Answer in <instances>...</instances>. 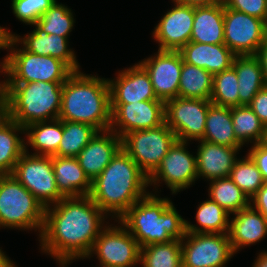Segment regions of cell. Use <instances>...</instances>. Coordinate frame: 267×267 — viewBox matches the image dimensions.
Segmentation results:
<instances>
[{
	"mask_svg": "<svg viewBox=\"0 0 267 267\" xmlns=\"http://www.w3.org/2000/svg\"><path fill=\"white\" fill-rule=\"evenodd\" d=\"M9 59V53L0 62V72L7 77V62ZM7 104V78L0 81V107H6Z\"/></svg>",
	"mask_w": 267,
	"mask_h": 267,
	"instance_id": "cell-44",
	"label": "cell"
},
{
	"mask_svg": "<svg viewBox=\"0 0 267 267\" xmlns=\"http://www.w3.org/2000/svg\"><path fill=\"white\" fill-rule=\"evenodd\" d=\"M164 122V102L161 100L111 103L110 130L120 138L128 132L156 128Z\"/></svg>",
	"mask_w": 267,
	"mask_h": 267,
	"instance_id": "cell-15",
	"label": "cell"
},
{
	"mask_svg": "<svg viewBox=\"0 0 267 267\" xmlns=\"http://www.w3.org/2000/svg\"><path fill=\"white\" fill-rule=\"evenodd\" d=\"M208 195L229 214H235L250 205L248 196L230 177L210 181Z\"/></svg>",
	"mask_w": 267,
	"mask_h": 267,
	"instance_id": "cell-33",
	"label": "cell"
},
{
	"mask_svg": "<svg viewBox=\"0 0 267 267\" xmlns=\"http://www.w3.org/2000/svg\"><path fill=\"white\" fill-rule=\"evenodd\" d=\"M266 145H267V126L265 129V137H264V141H263Z\"/></svg>",
	"mask_w": 267,
	"mask_h": 267,
	"instance_id": "cell-50",
	"label": "cell"
},
{
	"mask_svg": "<svg viewBox=\"0 0 267 267\" xmlns=\"http://www.w3.org/2000/svg\"><path fill=\"white\" fill-rule=\"evenodd\" d=\"M147 187L149 177L121 148L91 182L89 197L108 217L117 220L150 193Z\"/></svg>",
	"mask_w": 267,
	"mask_h": 267,
	"instance_id": "cell-2",
	"label": "cell"
},
{
	"mask_svg": "<svg viewBox=\"0 0 267 267\" xmlns=\"http://www.w3.org/2000/svg\"><path fill=\"white\" fill-rule=\"evenodd\" d=\"M108 79L111 103H135L157 99L147 71L136 63Z\"/></svg>",
	"mask_w": 267,
	"mask_h": 267,
	"instance_id": "cell-18",
	"label": "cell"
},
{
	"mask_svg": "<svg viewBox=\"0 0 267 267\" xmlns=\"http://www.w3.org/2000/svg\"><path fill=\"white\" fill-rule=\"evenodd\" d=\"M74 23L72 10L56 1L35 24L48 34H55L68 39Z\"/></svg>",
	"mask_w": 267,
	"mask_h": 267,
	"instance_id": "cell-36",
	"label": "cell"
},
{
	"mask_svg": "<svg viewBox=\"0 0 267 267\" xmlns=\"http://www.w3.org/2000/svg\"><path fill=\"white\" fill-rule=\"evenodd\" d=\"M6 107H0V115L5 113Z\"/></svg>",
	"mask_w": 267,
	"mask_h": 267,
	"instance_id": "cell-51",
	"label": "cell"
},
{
	"mask_svg": "<svg viewBox=\"0 0 267 267\" xmlns=\"http://www.w3.org/2000/svg\"><path fill=\"white\" fill-rule=\"evenodd\" d=\"M188 144L189 142L176 140L149 177V186L154 185L155 190H158L156 187L163 181L173 195L190 188L198 180L196 156L188 151Z\"/></svg>",
	"mask_w": 267,
	"mask_h": 267,
	"instance_id": "cell-13",
	"label": "cell"
},
{
	"mask_svg": "<svg viewBox=\"0 0 267 267\" xmlns=\"http://www.w3.org/2000/svg\"><path fill=\"white\" fill-rule=\"evenodd\" d=\"M122 148V138L110 129L98 131L76 156L85 175L92 182Z\"/></svg>",
	"mask_w": 267,
	"mask_h": 267,
	"instance_id": "cell-19",
	"label": "cell"
},
{
	"mask_svg": "<svg viewBox=\"0 0 267 267\" xmlns=\"http://www.w3.org/2000/svg\"><path fill=\"white\" fill-rule=\"evenodd\" d=\"M32 32L21 37L14 33V39L26 51L38 55L51 56L63 61L73 72L80 71V65L74 50L69 49V39L55 34H48L36 24Z\"/></svg>",
	"mask_w": 267,
	"mask_h": 267,
	"instance_id": "cell-20",
	"label": "cell"
},
{
	"mask_svg": "<svg viewBox=\"0 0 267 267\" xmlns=\"http://www.w3.org/2000/svg\"><path fill=\"white\" fill-rule=\"evenodd\" d=\"M172 2L187 6L202 7L222 3V0H172Z\"/></svg>",
	"mask_w": 267,
	"mask_h": 267,
	"instance_id": "cell-46",
	"label": "cell"
},
{
	"mask_svg": "<svg viewBox=\"0 0 267 267\" xmlns=\"http://www.w3.org/2000/svg\"><path fill=\"white\" fill-rule=\"evenodd\" d=\"M190 41L203 44H224V4L194 7Z\"/></svg>",
	"mask_w": 267,
	"mask_h": 267,
	"instance_id": "cell-25",
	"label": "cell"
},
{
	"mask_svg": "<svg viewBox=\"0 0 267 267\" xmlns=\"http://www.w3.org/2000/svg\"><path fill=\"white\" fill-rule=\"evenodd\" d=\"M107 218L89 196L64 197L45 208L40 249L59 265L69 258L87 257L109 223Z\"/></svg>",
	"mask_w": 267,
	"mask_h": 267,
	"instance_id": "cell-1",
	"label": "cell"
},
{
	"mask_svg": "<svg viewBox=\"0 0 267 267\" xmlns=\"http://www.w3.org/2000/svg\"><path fill=\"white\" fill-rule=\"evenodd\" d=\"M210 100L176 97L164 103L165 123L177 140L191 142L203 138Z\"/></svg>",
	"mask_w": 267,
	"mask_h": 267,
	"instance_id": "cell-12",
	"label": "cell"
},
{
	"mask_svg": "<svg viewBox=\"0 0 267 267\" xmlns=\"http://www.w3.org/2000/svg\"><path fill=\"white\" fill-rule=\"evenodd\" d=\"M118 221L133 235L140 247L182 240L186 220L169 198L150 192L133 204Z\"/></svg>",
	"mask_w": 267,
	"mask_h": 267,
	"instance_id": "cell-4",
	"label": "cell"
},
{
	"mask_svg": "<svg viewBox=\"0 0 267 267\" xmlns=\"http://www.w3.org/2000/svg\"><path fill=\"white\" fill-rule=\"evenodd\" d=\"M25 128L5 113L0 115V175L12 174L15 165L25 152Z\"/></svg>",
	"mask_w": 267,
	"mask_h": 267,
	"instance_id": "cell-26",
	"label": "cell"
},
{
	"mask_svg": "<svg viewBox=\"0 0 267 267\" xmlns=\"http://www.w3.org/2000/svg\"><path fill=\"white\" fill-rule=\"evenodd\" d=\"M210 101L224 107L239 106L238 78L233 67L213 76V90Z\"/></svg>",
	"mask_w": 267,
	"mask_h": 267,
	"instance_id": "cell-38",
	"label": "cell"
},
{
	"mask_svg": "<svg viewBox=\"0 0 267 267\" xmlns=\"http://www.w3.org/2000/svg\"><path fill=\"white\" fill-rule=\"evenodd\" d=\"M230 214L215 201L208 198L200 203L195 219L199 226L186 220L187 233L225 234L229 232Z\"/></svg>",
	"mask_w": 267,
	"mask_h": 267,
	"instance_id": "cell-30",
	"label": "cell"
},
{
	"mask_svg": "<svg viewBox=\"0 0 267 267\" xmlns=\"http://www.w3.org/2000/svg\"><path fill=\"white\" fill-rule=\"evenodd\" d=\"M252 267H267V251L264 250L258 253Z\"/></svg>",
	"mask_w": 267,
	"mask_h": 267,
	"instance_id": "cell-48",
	"label": "cell"
},
{
	"mask_svg": "<svg viewBox=\"0 0 267 267\" xmlns=\"http://www.w3.org/2000/svg\"><path fill=\"white\" fill-rule=\"evenodd\" d=\"M64 82L7 83L5 114L24 128L58 119Z\"/></svg>",
	"mask_w": 267,
	"mask_h": 267,
	"instance_id": "cell-5",
	"label": "cell"
},
{
	"mask_svg": "<svg viewBox=\"0 0 267 267\" xmlns=\"http://www.w3.org/2000/svg\"><path fill=\"white\" fill-rule=\"evenodd\" d=\"M232 215L228 235L234 254L267 236V220L251 204Z\"/></svg>",
	"mask_w": 267,
	"mask_h": 267,
	"instance_id": "cell-22",
	"label": "cell"
},
{
	"mask_svg": "<svg viewBox=\"0 0 267 267\" xmlns=\"http://www.w3.org/2000/svg\"><path fill=\"white\" fill-rule=\"evenodd\" d=\"M25 148L31 146L33 155L54 156L63 136V120L36 122L25 127Z\"/></svg>",
	"mask_w": 267,
	"mask_h": 267,
	"instance_id": "cell-27",
	"label": "cell"
},
{
	"mask_svg": "<svg viewBox=\"0 0 267 267\" xmlns=\"http://www.w3.org/2000/svg\"><path fill=\"white\" fill-rule=\"evenodd\" d=\"M56 185L64 197L89 196L91 181L76 157L53 156Z\"/></svg>",
	"mask_w": 267,
	"mask_h": 267,
	"instance_id": "cell-24",
	"label": "cell"
},
{
	"mask_svg": "<svg viewBox=\"0 0 267 267\" xmlns=\"http://www.w3.org/2000/svg\"><path fill=\"white\" fill-rule=\"evenodd\" d=\"M196 163L198 179L212 181L229 177L230 172L238 159L241 148L227 147L205 140H198Z\"/></svg>",
	"mask_w": 267,
	"mask_h": 267,
	"instance_id": "cell-21",
	"label": "cell"
},
{
	"mask_svg": "<svg viewBox=\"0 0 267 267\" xmlns=\"http://www.w3.org/2000/svg\"><path fill=\"white\" fill-rule=\"evenodd\" d=\"M120 225H108L96 238L87 257H73L66 259L60 267H66L76 259L97 256L99 264L103 267H134L140 264L141 247L133 235L118 221ZM110 224V225H109ZM113 225V226H112Z\"/></svg>",
	"mask_w": 267,
	"mask_h": 267,
	"instance_id": "cell-8",
	"label": "cell"
},
{
	"mask_svg": "<svg viewBox=\"0 0 267 267\" xmlns=\"http://www.w3.org/2000/svg\"><path fill=\"white\" fill-rule=\"evenodd\" d=\"M201 140L227 147H243L234 134L231 108L215 104L209 106L205 132Z\"/></svg>",
	"mask_w": 267,
	"mask_h": 267,
	"instance_id": "cell-29",
	"label": "cell"
},
{
	"mask_svg": "<svg viewBox=\"0 0 267 267\" xmlns=\"http://www.w3.org/2000/svg\"><path fill=\"white\" fill-rule=\"evenodd\" d=\"M182 267H224L234 257L228 233H187L181 240Z\"/></svg>",
	"mask_w": 267,
	"mask_h": 267,
	"instance_id": "cell-11",
	"label": "cell"
},
{
	"mask_svg": "<svg viewBox=\"0 0 267 267\" xmlns=\"http://www.w3.org/2000/svg\"><path fill=\"white\" fill-rule=\"evenodd\" d=\"M18 45L13 39L7 62V83L65 82L73 73L63 61L28 52L23 47L17 49Z\"/></svg>",
	"mask_w": 267,
	"mask_h": 267,
	"instance_id": "cell-7",
	"label": "cell"
},
{
	"mask_svg": "<svg viewBox=\"0 0 267 267\" xmlns=\"http://www.w3.org/2000/svg\"><path fill=\"white\" fill-rule=\"evenodd\" d=\"M194 7L174 3L155 26L152 36L158 42V50L179 51L191 38Z\"/></svg>",
	"mask_w": 267,
	"mask_h": 267,
	"instance_id": "cell-17",
	"label": "cell"
},
{
	"mask_svg": "<svg viewBox=\"0 0 267 267\" xmlns=\"http://www.w3.org/2000/svg\"><path fill=\"white\" fill-rule=\"evenodd\" d=\"M57 0H11L13 14L27 25L35 24Z\"/></svg>",
	"mask_w": 267,
	"mask_h": 267,
	"instance_id": "cell-39",
	"label": "cell"
},
{
	"mask_svg": "<svg viewBox=\"0 0 267 267\" xmlns=\"http://www.w3.org/2000/svg\"><path fill=\"white\" fill-rule=\"evenodd\" d=\"M260 121L267 126V86L261 89L248 104Z\"/></svg>",
	"mask_w": 267,
	"mask_h": 267,
	"instance_id": "cell-42",
	"label": "cell"
},
{
	"mask_svg": "<svg viewBox=\"0 0 267 267\" xmlns=\"http://www.w3.org/2000/svg\"><path fill=\"white\" fill-rule=\"evenodd\" d=\"M225 7L262 19L267 23V0H222Z\"/></svg>",
	"mask_w": 267,
	"mask_h": 267,
	"instance_id": "cell-40",
	"label": "cell"
},
{
	"mask_svg": "<svg viewBox=\"0 0 267 267\" xmlns=\"http://www.w3.org/2000/svg\"><path fill=\"white\" fill-rule=\"evenodd\" d=\"M250 204L267 220V182L250 199Z\"/></svg>",
	"mask_w": 267,
	"mask_h": 267,
	"instance_id": "cell-43",
	"label": "cell"
},
{
	"mask_svg": "<svg viewBox=\"0 0 267 267\" xmlns=\"http://www.w3.org/2000/svg\"><path fill=\"white\" fill-rule=\"evenodd\" d=\"M140 264L142 267H182L181 240L142 247Z\"/></svg>",
	"mask_w": 267,
	"mask_h": 267,
	"instance_id": "cell-34",
	"label": "cell"
},
{
	"mask_svg": "<svg viewBox=\"0 0 267 267\" xmlns=\"http://www.w3.org/2000/svg\"><path fill=\"white\" fill-rule=\"evenodd\" d=\"M183 61L203 68L213 76L233 66L236 55L225 44L189 41L179 50Z\"/></svg>",
	"mask_w": 267,
	"mask_h": 267,
	"instance_id": "cell-23",
	"label": "cell"
},
{
	"mask_svg": "<svg viewBox=\"0 0 267 267\" xmlns=\"http://www.w3.org/2000/svg\"><path fill=\"white\" fill-rule=\"evenodd\" d=\"M58 119L80 122L98 131L110 129L111 101L108 78L73 72L63 84Z\"/></svg>",
	"mask_w": 267,
	"mask_h": 267,
	"instance_id": "cell-3",
	"label": "cell"
},
{
	"mask_svg": "<svg viewBox=\"0 0 267 267\" xmlns=\"http://www.w3.org/2000/svg\"><path fill=\"white\" fill-rule=\"evenodd\" d=\"M29 148L17 161L12 175L44 206V208L59 202L64 196L59 192L53 156L29 154Z\"/></svg>",
	"mask_w": 267,
	"mask_h": 267,
	"instance_id": "cell-10",
	"label": "cell"
},
{
	"mask_svg": "<svg viewBox=\"0 0 267 267\" xmlns=\"http://www.w3.org/2000/svg\"><path fill=\"white\" fill-rule=\"evenodd\" d=\"M13 39L14 34L10 32V29L0 26V49H7L9 52Z\"/></svg>",
	"mask_w": 267,
	"mask_h": 267,
	"instance_id": "cell-47",
	"label": "cell"
},
{
	"mask_svg": "<svg viewBox=\"0 0 267 267\" xmlns=\"http://www.w3.org/2000/svg\"><path fill=\"white\" fill-rule=\"evenodd\" d=\"M213 90V75L203 68L183 61L178 97L210 100Z\"/></svg>",
	"mask_w": 267,
	"mask_h": 267,
	"instance_id": "cell-31",
	"label": "cell"
},
{
	"mask_svg": "<svg viewBox=\"0 0 267 267\" xmlns=\"http://www.w3.org/2000/svg\"><path fill=\"white\" fill-rule=\"evenodd\" d=\"M230 179L251 199L264 185V180L257 165L247 154L238 158L229 175Z\"/></svg>",
	"mask_w": 267,
	"mask_h": 267,
	"instance_id": "cell-37",
	"label": "cell"
},
{
	"mask_svg": "<svg viewBox=\"0 0 267 267\" xmlns=\"http://www.w3.org/2000/svg\"><path fill=\"white\" fill-rule=\"evenodd\" d=\"M255 57L259 60L265 83L267 84V37L260 45Z\"/></svg>",
	"mask_w": 267,
	"mask_h": 267,
	"instance_id": "cell-45",
	"label": "cell"
},
{
	"mask_svg": "<svg viewBox=\"0 0 267 267\" xmlns=\"http://www.w3.org/2000/svg\"><path fill=\"white\" fill-rule=\"evenodd\" d=\"M97 132L91 125L63 120V136L54 156L76 157Z\"/></svg>",
	"mask_w": 267,
	"mask_h": 267,
	"instance_id": "cell-35",
	"label": "cell"
},
{
	"mask_svg": "<svg viewBox=\"0 0 267 267\" xmlns=\"http://www.w3.org/2000/svg\"><path fill=\"white\" fill-rule=\"evenodd\" d=\"M232 67L238 78L239 106L248 105L267 86L259 60L255 55L236 56Z\"/></svg>",
	"mask_w": 267,
	"mask_h": 267,
	"instance_id": "cell-28",
	"label": "cell"
},
{
	"mask_svg": "<svg viewBox=\"0 0 267 267\" xmlns=\"http://www.w3.org/2000/svg\"><path fill=\"white\" fill-rule=\"evenodd\" d=\"M176 140L164 122L156 128L128 132L122 137V149L150 177Z\"/></svg>",
	"mask_w": 267,
	"mask_h": 267,
	"instance_id": "cell-9",
	"label": "cell"
},
{
	"mask_svg": "<svg viewBox=\"0 0 267 267\" xmlns=\"http://www.w3.org/2000/svg\"><path fill=\"white\" fill-rule=\"evenodd\" d=\"M248 155L257 165L264 182H267V145L264 142L252 145L248 149Z\"/></svg>",
	"mask_w": 267,
	"mask_h": 267,
	"instance_id": "cell-41",
	"label": "cell"
},
{
	"mask_svg": "<svg viewBox=\"0 0 267 267\" xmlns=\"http://www.w3.org/2000/svg\"><path fill=\"white\" fill-rule=\"evenodd\" d=\"M1 248V247H0ZM0 267H17L13 261L0 249Z\"/></svg>",
	"mask_w": 267,
	"mask_h": 267,
	"instance_id": "cell-49",
	"label": "cell"
},
{
	"mask_svg": "<svg viewBox=\"0 0 267 267\" xmlns=\"http://www.w3.org/2000/svg\"><path fill=\"white\" fill-rule=\"evenodd\" d=\"M45 208L12 174L0 175V227L34 230L39 237Z\"/></svg>",
	"mask_w": 267,
	"mask_h": 267,
	"instance_id": "cell-6",
	"label": "cell"
},
{
	"mask_svg": "<svg viewBox=\"0 0 267 267\" xmlns=\"http://www.w3.org/2000/svg\"><path fill=\"white\" fill-rule=\"evenodd\" d=\"M267 37V23L224 6V44L236 55H255Z\"/></svg>",
	"mask_w": 267,
	"mask_h": 267,
	"instance_id": "cell-14",
	"label": "cell"
},
{
	"mask_svg": "<svg viewBox=\"0 0 267 267\" xmlns=\"http://www.w3.org/2000/svg\"><path fill=\"white\" fill-rule=\"evenodd\" d=\"M148 73L157 99L164 103L178 97L183 58L179 51L158 50L138 62Z\"/></svg>",
	"mask_w": 267,
	"mask_h": 267,
	"instance_id": "cell-16",
	"label": "cell"
},
{
	"mask_svg": "<svg viewBox=\"0 0 267 267\" xmlns=\"http://www.w3.org/2000/svg\"><path fill=\"white\" fill-rule=\"evenodd\" d=\"M231 117L234 134L242 145L264 141L266 127L248 105L231 107Z\"/></svg>",
	"mask_w": 267,
	"mask_h": 267,
	"instance_id": "cell-32",
	"label": "cell"
}]
</instances>
